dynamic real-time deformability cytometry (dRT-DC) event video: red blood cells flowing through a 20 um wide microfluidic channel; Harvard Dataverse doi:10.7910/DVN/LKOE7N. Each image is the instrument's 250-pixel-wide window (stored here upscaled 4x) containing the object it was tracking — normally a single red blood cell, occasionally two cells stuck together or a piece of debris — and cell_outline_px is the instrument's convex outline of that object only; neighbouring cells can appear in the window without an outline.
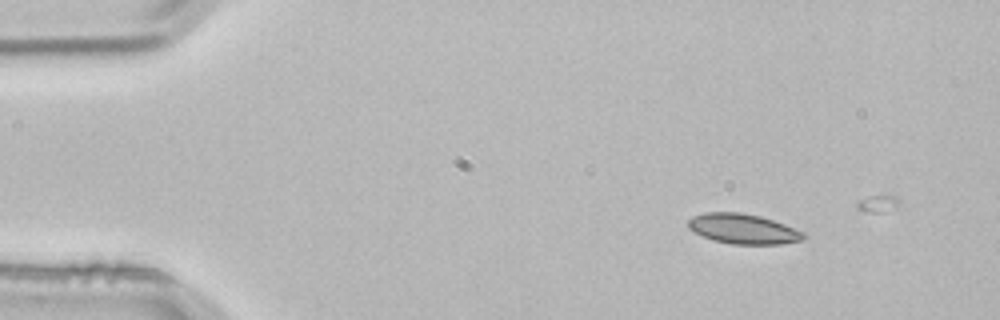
{"species": "common noctule bat (a hibernating species)", "species_latin": "Nyctalus noctula", "temperature_condition": "room temperature", "stored_images_in_passage": 2, "camera_frame_rate_fps": 3000, "um_per_image_px": 0.085, "animal": {"sex": "male", "body_mass_g": 21.5, "forearm_length_mm": 52.0}, "frame": {"image": 1, "passage_image": 1, "time_ms": 0.0, "image_size_px": [1000, 320], "cell_outline_px": [[808, 236], [804, 240], [780, 244], [732, 244], [712, 240], [688, 228], [688, 220], [692, 216], [704, 212], [740, 212], [760, 216], [784, 224], [804, 232]], "centroid_in_image_um": [63.18, 19.45], "position_along_channel_um": 21.8, "area_um2": 20.23}}